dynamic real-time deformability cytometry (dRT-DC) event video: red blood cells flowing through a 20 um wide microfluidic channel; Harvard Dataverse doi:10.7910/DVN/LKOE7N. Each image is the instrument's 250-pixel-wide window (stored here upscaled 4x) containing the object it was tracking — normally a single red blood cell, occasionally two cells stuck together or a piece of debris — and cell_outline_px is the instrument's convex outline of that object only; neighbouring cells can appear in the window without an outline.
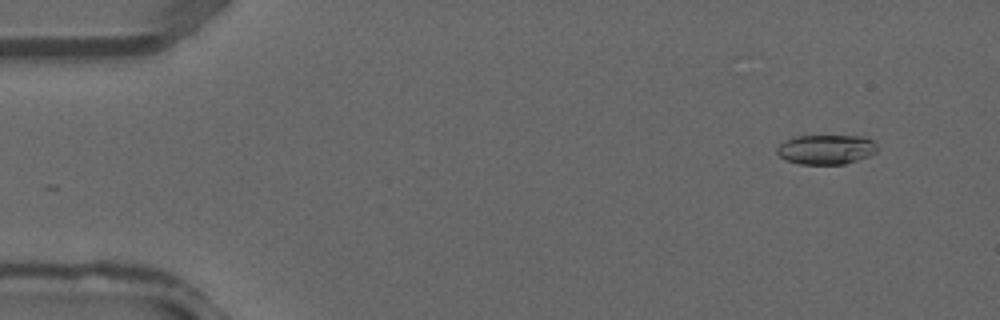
{"species": "common noctule bat (a hibernating species)", "species_latin": "Nyctalus noctula", "temperature_condition": "warm", "stored_images_in_passage": 11, "camera_frame_rate_fps": 3000, "um_per_image_px": 0.085, "animal": {"sex": "male", "forearm_length_mm": 52.5}, "frame": {"image": 1, "passage_image": 2, "time_ms": 0.333, "image_size_px": [1000, 320], "cell_outline_px": [[876, 152], [868, 156], [844, 164], [800, 164], [788, 160], [780, 156], [776, 152], [776, 148], [784, 140], [792, 136], [864, 136], [872, 140], [876, 144]], "centroid_in_image_um": [70.2, 12.69], "position_along_channel_um": 14.8, "area_um2": 17.28}}
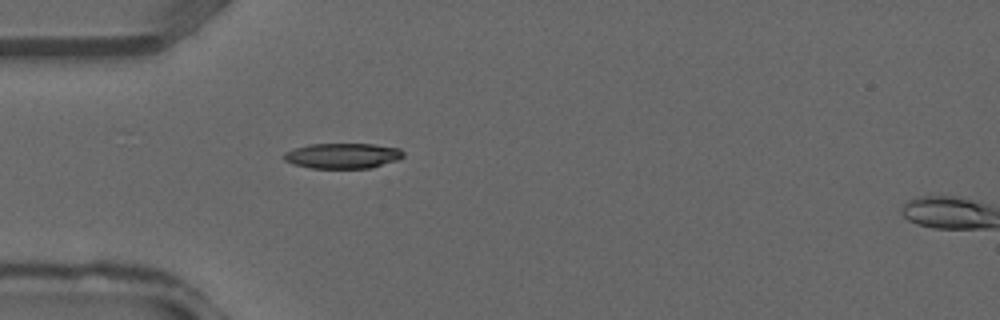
{"frame": {"image": 2, "passage_image": 10, "time_ms": 3.0, "image_size_px": [1000, 320], "cell_outline_px": [[404, 156], [396, 160], [372, 168], [312, 168], [292, 164], [284, 160], [280, 156], [284, 152], [292, 148], [308, 144], [372, 144], [400, 148], [404, 152]], "centroid_in_image_um": [29.07, 13.24], "position_along_channel_um": 55.9, "area_um2": 17.86}}